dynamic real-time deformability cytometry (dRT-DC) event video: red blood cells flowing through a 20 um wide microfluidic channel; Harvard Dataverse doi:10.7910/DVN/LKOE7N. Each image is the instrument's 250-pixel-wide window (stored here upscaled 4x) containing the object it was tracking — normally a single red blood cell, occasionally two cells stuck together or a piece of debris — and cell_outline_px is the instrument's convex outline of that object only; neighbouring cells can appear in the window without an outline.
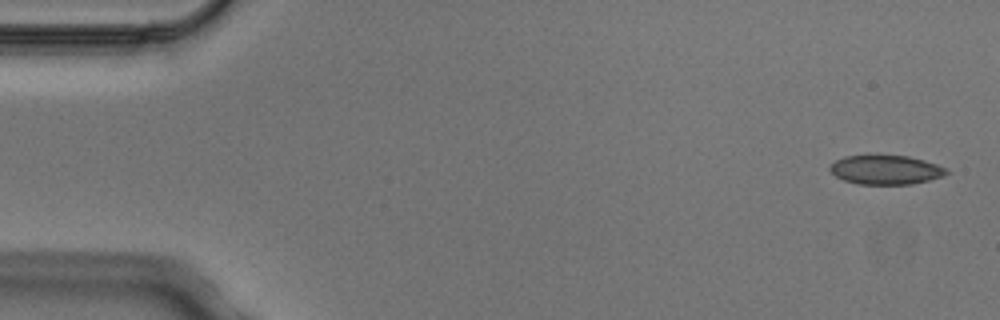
{"species": "Egyptian fruit bat (a non-hibernating species)", "species_latin": "Rousettus aegyptiacus", "temperature_condition": "cold", "stored_images_in_passage": 5, "camera_frame_rate_fps": 3000, "um_per_image_px": 0.085, "animal": {"sex": "male"}, "frame": {"image": 1, "passage_image": 1, "time_ms": 0.0, "image_size_px": [1000, 320], "cell_outline_px": [[952, 172], [944, 176], [912, 184], [860, 184], [844, 180], [836, 176], [828, 168], [836, 160], [844, 156], [908, 156], [924, 160], [948, 168]], "centroid_in_image_um": [75.34, 14.44], "position_along_channel_um": 9.7, "area_um2": 19.71}}